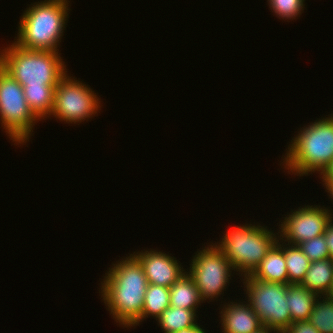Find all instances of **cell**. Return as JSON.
I'll use <instances>...</instances> for the list:
<instances>
[{"label":"cell","mask_w":333,"mask_h":333,"mask_svg":"<svg viewBox=\"0 0 333 333\" xmlns=\"http://www.w3.org/2000/svg\"><path fill=\"white\" fill-rule=\"evenodd\" d=\"M123 258L105 273L99 283V295L116 323L128 329L141 322L148 282L141 263L132 253Z\"/></svg>","instance_id":"obj_1"},{"label":"cell","mask_w":333,"mask_h":333,"mask_svg":"<svg viewBox=\"0 0 333 333\" xmlns=\"http://www.w3.org/2000/svg\"><path fill=\"white\" fill-rule=\"evenodd\" d=\"M331 115V116H330ZM300 128L289 142L282 162L288 174L319 173L333 161V114Z\"/></svg>","instance_id":"obj_2"},{"label":"cell","mask_w":333,"mask_h":333,"mask_svg":"<svg viewBox=\"0 0 333 333\" xmlns=\"http://www.w3.org/2000/svg\"><path fill=\"white\" fill-rule=\"evenodd\" d=\"M69 0H44L31 3L22 15L17 37V46L30 50L56 51L60 45L67 18Z\"/></svg>","instance_id":"obj_3"},{"label":"cell","mask_w":333,"mask_h":333,"mask_svg":"<svg viewBox=\"0 0 333 333\" xmlns=\"http://www.w3.org/2000/svg\"><path fill=\"white\" fill-rule=\"evenodd\" d=\"M11 44L0 49V66L22 87L57 85L68 72L59 52L30 50Z\"/></svg>","instance_id":"obj_4"},{"label":"cell","mask_w":333,"mask_h":333,"mask_svg":"<svg viewBox=\"0 0 333 333\" xmlns=\"http://www.w3.org/2000/svg\"><path fill=\"white\" fill-rule=\"evenodd\" d=\"M223 235L215 245L229 260L234 271L239 272V277L253 273L279 236L267 226L251 222L234 226Z\"/></svg>","instance_id":"obj_5"},{"label":"cell","mask_w":333,"mask_h":333,"mask_svg":"<svg viewBox=\"0 0 333 333\" xmlns=\"http://www.w3.org/2000/svg\"><path fill=\"white\" fill-rule=\"evenodd\" d=\"M38 120L41 121L30 109L21 84L0 66V123L6 135L14 145H25Z\"/></svg>","instance_id":"obj_6"},{"label":"cell","mask_w":333,"mask_h":333,"mask_svg":"<svg viewBox=\"0 0 333 333\" xmlns=\"http://www.w3.org/2000/svg\"><path fill=\"white\" fill-rule=\"evenodd\" d=\"M243 280L247 303L259 316L260 322L270 329L282 333L291 324V315L287 304L288 284L259 281L250 275Z\"/></svg>","instance_id":"obj_7"},{"label":"cell","mask_w":333,"mask_h":333,"mask_svg":"<svg viewBox=\"0 0 333 333\" xmlns=\"http://www.w3.org/2000/svg\"><path fill=\"white\" fill-rule=\"evenodd\" d=\"M213 244V245H212ZM210 243L195 253L187 274L199 290L201 300H217L226 291L234 268L222 251ZM213 299V300H212Z\"/></svg>","instance_id":"obj_8"},{"label":"cell","mask_w":333,"mask_h":333,"mask_svg":"<svg viewBox=\"0 0 333 333\" xmlns=\"http://www.w3.org/2000/svg\"><path fill=\"white\" fill-rule=\"evenodd\" d=\"M100 99L88 84L66 73L55 88L54 106L49 117L67 124H80L100 112Z\"/></svg>","instance_id":"obj_9"},{"label":"cell","mask_w":333,"mask_h":333,"mask_svg":"<svg viewBox=\"0 0 333 333\" xmlns=\"http://www.w3.org/2000/svg\"><path fill=\"white\" fill-rule=\"evenodd\" d=\"M332 209L320 205H305L291 210L279 222L278 238L292 245H299L324 234L326 225L333 218Z\"/></svg>","instance_id":"obj_10"},{"label":"cell","mask_w":333,"mask_h":333,"mask_svg":"<svg viewBox=\"0 0 333 333\" xmlns=\"http://www.w3.org/2000/svg\"><path fill=\"white\" fill-rule=\"evenodd\" d=\"M141 263L149 284L171 287L185 272V269L173 256L157 250L133 252Z\"/></svg>","instance_id":"obj_11"},{"label":"cell","mask_w":333,"mask_h":333,"mask_svg":"<svg viewBox=\"0 0 333 333\" xmlns=\"http://www.w3.org/2000/svg\"><path fill=\"white\" fill-rule=\"evenodd\" d=\"M222 305L219 323L223 333H253L263 326L259 316L247 302L230 301V304L225 302Z\"/></svg>","instance_id":"obj_12"},{"label":"cell","mask_w":333,"mask_h":333,"mask_svg":"<svg viewBox=\"0 0 333 333\" xmlns=\"http://www.w3.org/2000/svg\"><path fill=\"white\" fill-rule=\"evenodd\" d=\"M250 276L259 281L289 284L283 241L277 239V242L270 248Z\"/></svg>","instance_id":"obj_13"},{"label":"cell","mask_w":333,"mask_h":333,"mask_svg":"<svg viewBox=\"0 0 333 333\" xmlns=\"http://www.w3.org/2000/svg\"><path fill=\"white\" fill-rule=\"evenodd\" d=\"M333 280V259L312 261L300 285L311 292L327 295Z\"/></svg>","instance_id":"obj_14"},{"label":"cell","mask_w":333,"mask_h":333,"mask_svg":"<svg viewBox=\"0 0 333 333\" xmlns=\"http://www.w3.org/2000/svg\"><path fill=\"white\" fill-rule=\"evenodd\" d=\"M319 295L303 288L300 284H288L287 304L291 315V323L308 321Z\"/></svg>","instance_id":"obj_15"},{"label":"cell","mask_w":333,"mask_h":333,"mask_svg":"<svg viewBox=\"0 0 333 333\" xmlns=\"http://www.w3.org/2000/svg\"><path fill=\"white\" fill-rule=\"evenodd\" d=\"M170 306L197 310L203 303L199 290L192 278L185 272L170 288Z\"/></svg>","instance_id":"obj_16"},{"label":"cell","mask_w":333,"mask_h":333,"mask_svg":"<svg viewBox=\"0 0 333 333\" xmlns=\"http://www.w3.org/2000/svg\"><path fill=\"white\" fill-rule=\"evenodd\" d=\"M57 85L42 84V86L25 85L23 87L26 101L33 113L42 121L52 113L54 106V91Z\"/></svg>","instance_id":"obj_17"},{"label":"cell","mask_w":333,"mask_h":333,"mask_svg":"<svg viewBox=\"0 0 333 333\" xmlns=\"http://www.w3.org/2000/svg\"><path fill=\"white\" fill-rule=\"evenodd\" d=\"M197 310H188L178 307H168L156 319L164 333H173L182 329H189L197 324Z\"/></svg>","instance_id":"obj_18"},{"label":"cell","mask_w":333,"mask_h":333,"mask_svg":"<svg viewBox=\"0 0 333 333\" xmlns=\"http://www.w3.org/2000/svg\"><path fill=\"white\" fill-rule=\"evenodd\" d=\"M168 307H170L169 287L148 283L142 308L141 322L150 316L156 320Z\"/></svg>","instance_id":"obj_19"},{"label":"cell","mask_w":333,"mask_h":333,"mask_svg":"<svg viewBox=\"0 0 333 333\" xmlns=\"http://www.w3.org/2000/svg\"><path fill=\"white\" fill-rule=\"evenodd\" d=\"M284 257L289 284H300L309 269L311 261L302 252L299 245L284 244Z\"/></svg>","instance_id":"obj_20"},{"label":"cell","mask_w":333,"mask_h":333,"mask_svg":"<svg viewBox=\"0 0 333 333\" xmlns=\"http://www.w3.org/2000/svg\"><path fill=\"white\" fill-rule=\"evenodd\" d=\"M308 321L321 333H333V298L319 296Z\"/></svg>","instance_id":"obj_21"},{"label":"cell","mask_w":333,"mask_h":333,"mask_svg":"<svg viewBox=\"0 0 333 333\" xmlns=\"http://www.w3.org/2000/svg\"><path fill=\"white\" fill-rule=\"evenodd\" d=\"M267 2L272 13L287 22L300 17L305 8V0H267Z\"/></svg>","instance_id":"obj_22"},{"label":"cell","mask_w":333,"mask_h":333,"mask_svg":"<svg viewBox=\"0 0 333 333\" xmlns=\"http://www.w3.org/2000/svg\"><path fill=\"white\" fill-rule=\"evenodd\" d=\"M299 247L311 262L330 258L324 234L299 244Z\"/></svg>","instance_id":"obj_23"},{"label":"cell","mask_w":333,"mask_h":333,"mask_svg":"<svg viewBox=\"0 0 333 333\" xmlns=\"http://www.w3.org/2000/svg\"><path fill=\"white\" fill-rule=\"evenodd\" d=\"M282 333H321L309 321L292 322Z\"/></svg>","instance_id":"obj_24"},{"label":"cell","mask_w":333,"mask_h":333,"mask_svg":"<svg viewBox=\"0 0 333 333\" xmlns=\"http://www.w3.org/2000/svg\"><path fill=\"white\" fill-rule=\"evenodd\" d=\"M325 243L329 249L330 259H333V218L328 222L324 231Z\"/></svg>","instance_id":"obj_25"},{"label":"cell","mask_w":333,"mask_h":333,"mask_svg":"<svg viewBox=\"0 0 333 333\" xmlns=\"http://www.w3.org/2000/svg\"><path fill=\"white\" fill-rule=\"evenodd\" d=\"M319 175L321 176L320 180L322 179L323 183H333V161L330 162Z\"/></svg>","instance_id":"obj_26"},{"label":"cell","mask_w":333,"mask_h":333,"mask_svg":"<svg viewBox=\"0 0 333 333\" xmlns=\"http://www.w3.org/2000/svg\"><path fill=\"white\" fill-rule=\"evenodd\" d=\"M173 333H207V332L203 329V327L201 328V326L198 325L197 323L194 327H191L189 329H182L181 331Z\"/></svg>","instance_id":"obj_27"},{"label":"cell","mask_w":333,"mask_h":333,"mask_svg":"<svg viewBox=\"0 0 333 333\" xmlns=\"http://www.w3.org/2000/svg\"><path fill=\"white\" fill-rule=\"evenodd\" d=\"M325 189V192L329 194V198L331 197V201L333 199V183H322Z\"/></svg>","instance_id":"obj_28"},{"label":"cell","mask_w":333,"mask_h":333,"mask_svg":"<svg viewBox=\"0 0 333 333\" xmlns=\"http://www.w3.org/2000/svg\"><path fill=\"white\" fill-rule=\"evenodd\" d=\"M278 333L277 331L268 328L267 326L263 325L261 328H259L257 331L253 333Z\"/></svg>","instance_id":"obj_29"},{"label":"cell","mask_w":333,"mask_h":333,"mask_svg":"<svg viewBox=\"0 0 333 333\" xmlns=\"http://www.w3.org/2000/svg\"><path fill=\"white\" fill-rule=\"evenodd\" d=\"M326 296H329V297H332L333 298V280H332V284H331V287L329 289V292Z\"/></svg>","instance_id":"obj_30"}]
</instances>
